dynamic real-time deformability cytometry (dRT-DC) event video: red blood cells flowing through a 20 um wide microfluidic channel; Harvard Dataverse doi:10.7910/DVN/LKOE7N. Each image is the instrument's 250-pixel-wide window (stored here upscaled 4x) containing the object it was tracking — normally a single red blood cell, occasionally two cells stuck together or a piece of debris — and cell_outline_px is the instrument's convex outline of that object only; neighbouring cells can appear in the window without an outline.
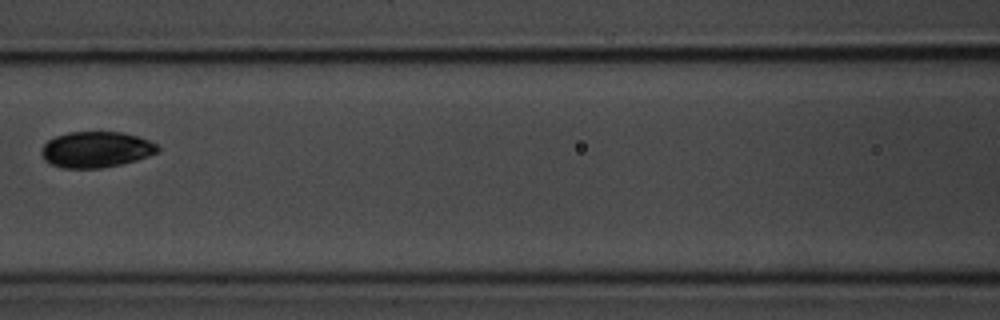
{"species": "common noctule bat (a hibernating species)", "species_latin": "Nyctalus noctula", "temperature_condition": "room temperature", "stored_images_in_passage": 8, "camera_frame_rate_fps": 3000, "um_per_image_px": 0.085, "animal": {"sex": "male", "body_mass_g": 20.1, "forearm_length_mm": 53.5}, "frame": {"image": 1, "passage_image": 5, "time_ms": 4.667, "image_size_px": [1000, 320], "cell_outline_px": [[160, 148], [156, 152], [148, 156], [136, 160], [120, 164], [100, 168], [64, 168], [52, 164], [44, 160], [40, 152], [44, 144], [48, 140], [56, 136], [68, 132], [124, 132], [148, 140], [156, 144]], "centroid_in_image_um": [8.14, 12.7], "position_along_channel_um": 158.5, "area_um2": 24.22}}
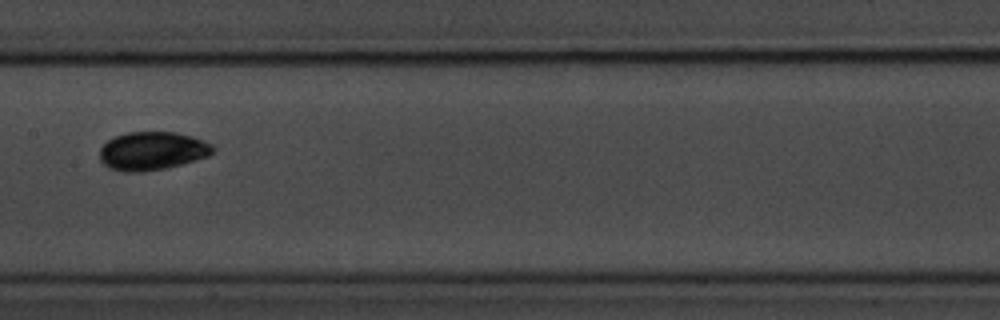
{"frame": {"image": 2, "passage_image": 6, "time_ms": 5.667, "image_size_px": [1000, 320], "cell_outline_px": [[216, 148], [208, 156], [180, 164], [164, 168], [140, 172], [124, 172], [108, 168], [100, 160], [100, 148], [108, 140], [116, 136], [128, 132], [176, 132], [192, 136], [212, 144]], "centroid_in_image_um": [12.93, 12.82], "position_along_channel_um": 194.5, "area_um2": 25.2}}
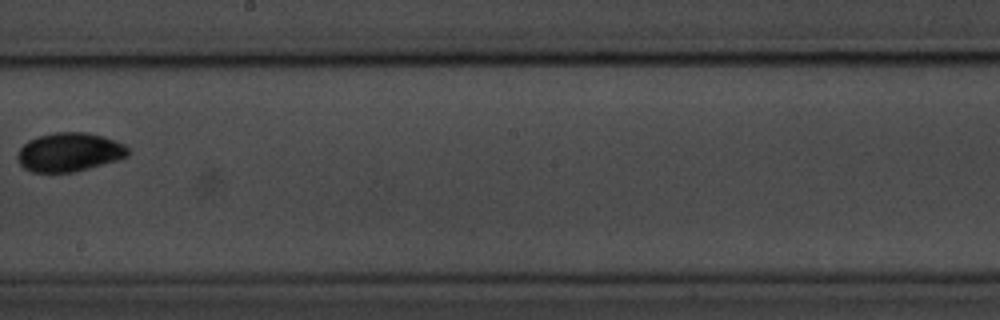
{"frame": {"image": 3, "passage_image": 7, "time_ms": 7.0, "image_size_px": [1000, 320], "cell_outline_px": [[132, 148], [128, 156], [116, 160], [76, 172], [32, 172], [24, 168], [20, 164], [16, 156], [20, 148], [28, 140], [36, 136], [56, 132], [88, 132], [104, 136], [116, 140]], "centroid_in_image_um": [5.92, 12.92], "position_along_channel_um": 242.3, "area_um2": 25.32}}